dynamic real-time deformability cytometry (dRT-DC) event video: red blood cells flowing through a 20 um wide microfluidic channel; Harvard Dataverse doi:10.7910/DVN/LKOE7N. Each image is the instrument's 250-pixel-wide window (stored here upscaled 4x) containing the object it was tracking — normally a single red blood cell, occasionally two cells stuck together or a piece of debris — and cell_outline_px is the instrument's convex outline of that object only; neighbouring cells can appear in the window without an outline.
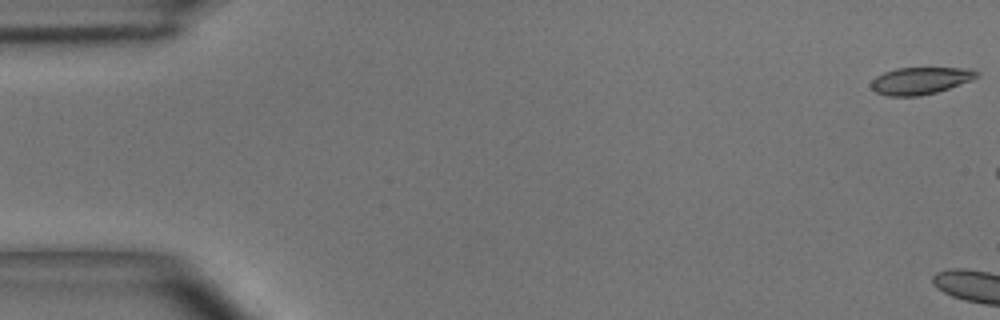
{"species": "common noctule bat (a hibernating species)", "species_latin": "Nyctalus noctula", "temperature_condition": "room temperature", "stored_images_in_passage": 4, "camera_frame_rate_fps": 3000, "um_per_image_px": 0.085, "animal": {"sex": "male", "body_mass_g": 15.6}, "frame": {"image": 1, "passage_image": 1, "time_ms": 0.0, "image_size_px": [1000, 320], "cell_outline_px": [[980, 76], [972, 80], [936, 92], [920, 96], [888, 96], [876, 92], [872, 88], [872, 80], [876, 76], [884, 72], [896, 68], [972, 68], [980, 72]], "centroid_in_image_um": [78.27, 6.85], "position_along_channel_um": 6.7, "area_um2": 16.7}}